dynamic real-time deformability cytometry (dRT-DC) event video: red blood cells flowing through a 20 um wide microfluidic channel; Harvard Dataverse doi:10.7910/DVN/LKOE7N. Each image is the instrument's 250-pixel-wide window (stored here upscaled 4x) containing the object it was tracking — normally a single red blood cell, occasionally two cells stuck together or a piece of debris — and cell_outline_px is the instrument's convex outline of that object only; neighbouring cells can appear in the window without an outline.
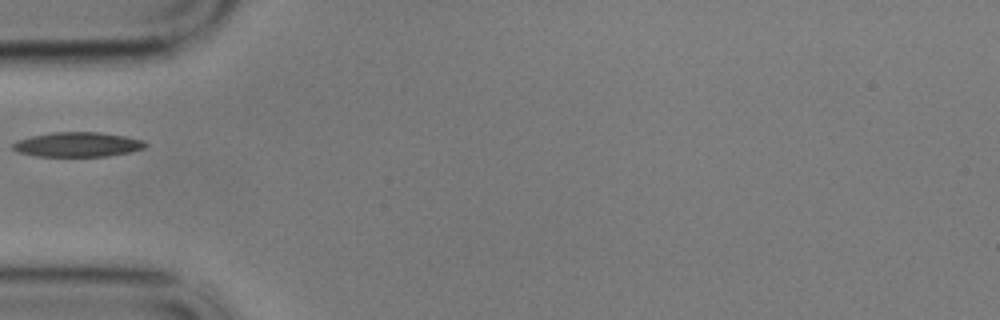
{"species": "common noctule bat (a hibernating species)", "species_latin": "Nyctalus noctula", "temperature_condition": "cold", "stored_images_in_passage": 32, "camera_frame_rate_fps": 3000, "um_per_image_px": 0.085, "animal": {"sex": "male", "body_mass_g": 17.9}, "frame": {"image": 1, "passage_image": 1, "time_ms": 0.0, "image_size_px": [1000, 320], "cell_outline_px": [[148, 144], [144, 148], [128, 152], [108, 156], [36, 156], [20, 152], [12, 148], [12, 144], [16, 140], [32, 136], [52, 132], [100, 132], [124, 136], [144, 140]], "centroid_in_image_um": [6.6, 12.28], "position_along_channel_um": 78.4, "area_um2": 18.96}}
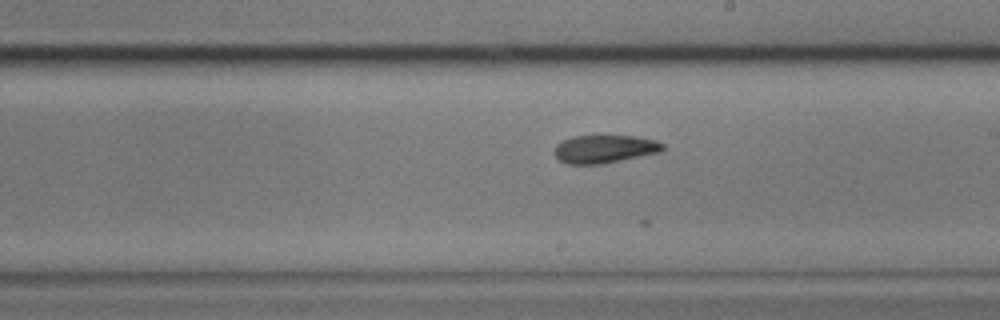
{"frame": {"image": 2, "passage_image": 15, "time_ms": 4.667, "image_size_px": [1000, 320], "cell_outline_px": [[664, 148], [660, 152], [604, 164], [568, 164], [560, 160], [556, 156], [556, 144], [572, 136], [636, 136], [656, 140], [664, 144]], "centroid_in_image_um": [51.42, 12.66], "position_along_channel_um": 237.6, "area_um2": 17.63}}
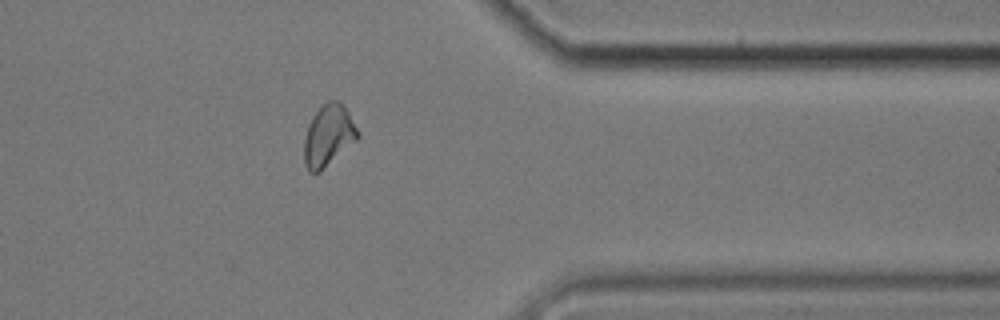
{"frame": {"image": 3, "passage_image": 29, "time_ms": 9.333, "image_size_px": [1000, 320], "cell_outline_px": [[360, 136], [356, 140], [320, 172], [308, 172], [304, 164], [304, 140], [308, 124], [312, 116], [328, 100], [340, 100], [344, 104], [360, 132]], "centroid_in_image_um": [27.92, 11.51], "position_along_channel_um": 383.5, "area_um2": 19.31}}